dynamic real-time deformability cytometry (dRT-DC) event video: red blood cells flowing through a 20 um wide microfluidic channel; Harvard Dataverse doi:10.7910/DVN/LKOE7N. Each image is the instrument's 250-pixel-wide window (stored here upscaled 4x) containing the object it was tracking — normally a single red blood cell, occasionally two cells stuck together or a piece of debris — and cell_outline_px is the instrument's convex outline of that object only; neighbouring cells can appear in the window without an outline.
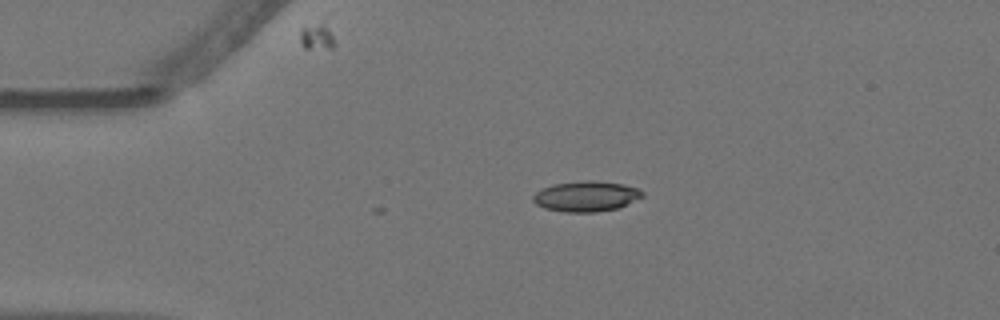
{"species": "Egyptian fruit bat (a non-hibernating species)", "species_latin": "Rousettus aegyptiacus", "temperature_condition": "warm", "stored_images_in_passage": 33, "camera_frame_rate_fps": 3000, "um_per_image_px": 0.085, "animal": {"sex": "female"}, "frame": {"image": 1, "passage_image": 1, "time_ms": 0.0, "image_size_px": [1000, 320], "cell_outline_px": [[644, 196], [620, 208], [596, 212], [564, 212], [544, 208], [536, 204], [532, 200], [532, 196], [540, 188], [552, 184], [588, 180], [592, 180], [624, 184], [636, 188], [644, 192]], "centroid_in_image_um": [49.81, 16.69], "position_along_channel_um": 35.2, "area_um2": 19.59}}
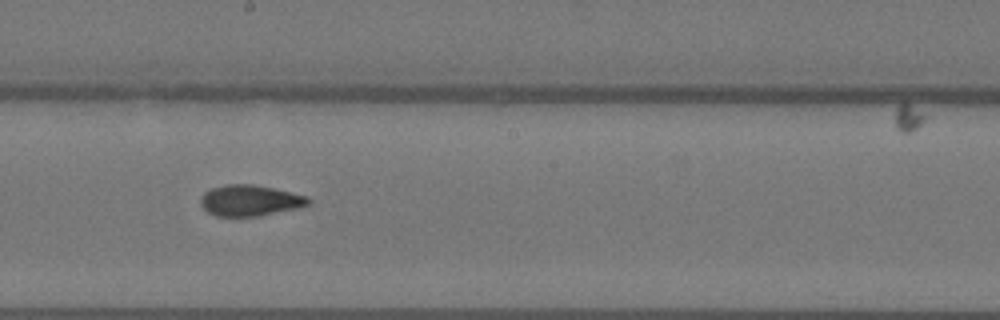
{"frame": {"image": 2, "passage_image": 20, "time_ms": 6.333, "image_size_px": [1000, 320], "cell_outline_px": [[312, 200], [308, 204], [300, 208], [256, 216], [216, 216], [208, 212], [200, 204], [200, 200], [204, 192], [212, 188], [228, 184], [252, 184], [292, 192], [308, 196]], "centroid_in_image_um": [21.27, 17.04], "position_along_channel_um": 226.9, "area_um2": 19.42}}
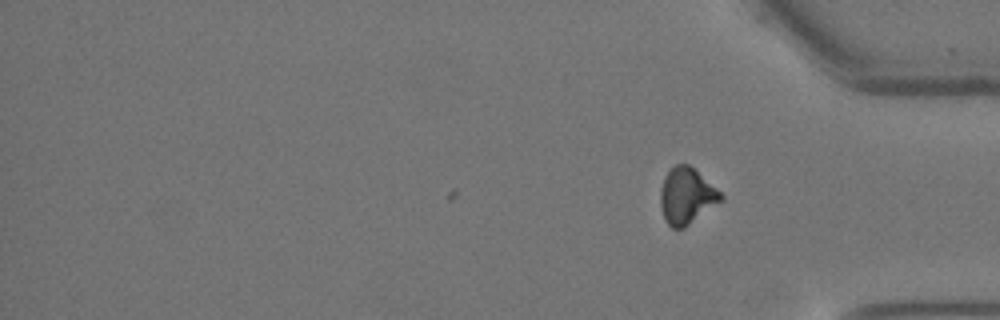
{"frame": {"image": 3, "passage_image": 33, "time_ms": 10.667, "image_size_px": [1000, 320], "cell_outline_px": [[724, 200], [684, 228], [672, 228], [664, 220], [660, 208], [660, 188], [664, 176], [676, 164], [688, 164], [716, 188], [724, 196]], "centroid_in_image_um": [58.35, 16.68], "position_along_channel_um": 376.9, "area_um2": 19.83}, "authors_computed_cell_mechanics": {"area_um2": 19.4786, "velocity_mm_per_s": 3.6067, "shape_relaxation_time_tau1_ms": null, "shape_relaxation_time_tau2_ms": 2.1634, "deformation_change_tau1": null, "deformation_change_tau2": 0.0836}}